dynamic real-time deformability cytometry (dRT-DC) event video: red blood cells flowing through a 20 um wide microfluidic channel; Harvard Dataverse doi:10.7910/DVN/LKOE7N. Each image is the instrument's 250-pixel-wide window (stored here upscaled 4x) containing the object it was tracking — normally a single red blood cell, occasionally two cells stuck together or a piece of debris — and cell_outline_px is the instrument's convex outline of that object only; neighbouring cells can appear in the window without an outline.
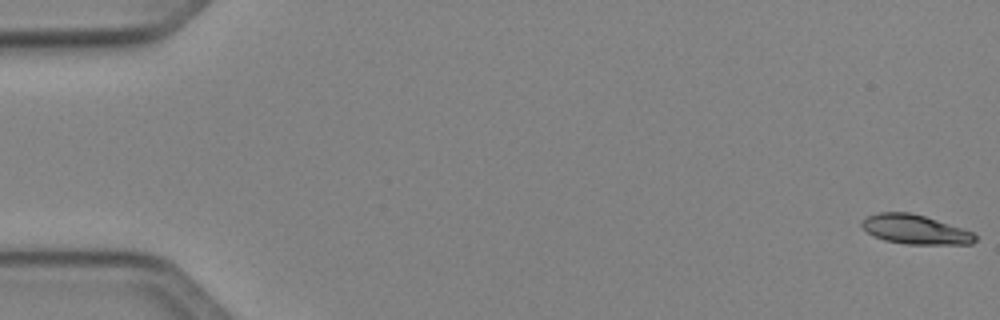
{"species": "Egyptian fruit bat (a non-hibernating species)", "species_latin": "Rousettus aegyptiacus", "temperature_condition": "cold", "stored_images_in_passage": 51, "camera_frame_rate_fps": 3000, "um_per_image_px": 0.085, "animal": {"sex": "female"}, "frame": {"image": 1, "passage_image": 1, "time_ms": 0.0, "image_size_px": [1000, 320], "cell_outline_px": [[976, 240], [972, 244], [904, 244], [884, 240], [868, 232], [860, 224], [868, 216], [880, 212], [908, 212], [924, 216], [972, 232], [976, 236]], "centroid_in_image_um": [77.79, 19.51], "position_along_channel_um": 7.2, "area_um2": 18.96}}
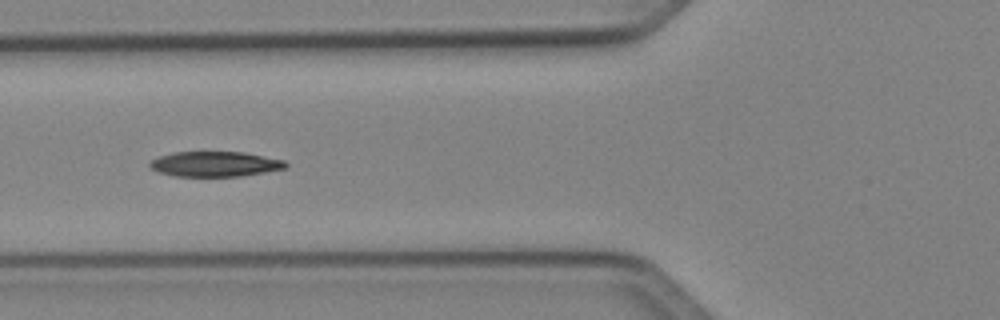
{"frame": {"image": 2, "passage_image": 20, "time_ms": 6.333, "image_size_px": [1000, 320], "cell_outline_px": [[288, 168], [240, 176], [176, 176], [160, 172], [152, 168], [148, 164], [152, 160], [160, 156], [172, 152], [244, 152], [284, 160], [288, 164]], "centroid_in_image_um": [18.31, 13.94], "position_along_channel_um": 107.5, "area_um2": 19.77}}
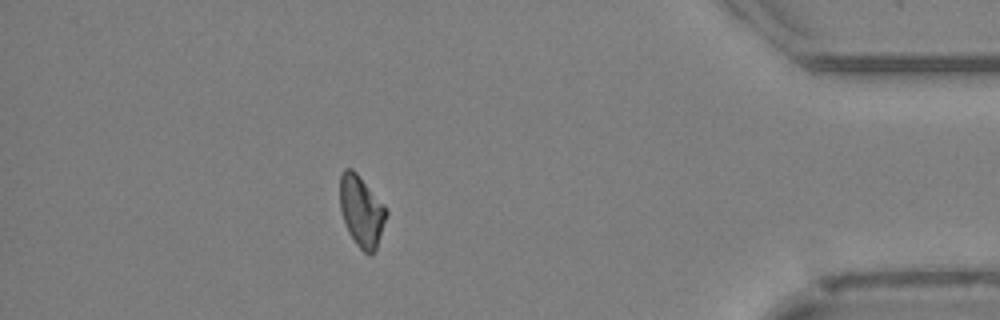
{"frame": {"image": 3, "passage_image": 45, "time_ms": 14.667, "image_size_px": [1000, 320], "cell_outline_px": [[388, 216], [376, 248], [368, 256], [356, 244], [348, 232], [340, 208], [340, 172], [344, 168], [352, 168], [356, 172], [384, 204], [388, 212]], "centroid_in_image_um": [30.73, 17.93], "position_along_channel_um": 404.5, "area_um2": 19.25}, "authors_computed_cell_mechanics": {"area_um2": 19.4786, "velocity_mm_per_s": 4.0719, "shape_relaxation_time_tau1_ms": 8.8064, "shape_relaxation_time_tau2_ms": null, "deformation_change_tau1": 0.1785, "deformation_change_tau2": null}}